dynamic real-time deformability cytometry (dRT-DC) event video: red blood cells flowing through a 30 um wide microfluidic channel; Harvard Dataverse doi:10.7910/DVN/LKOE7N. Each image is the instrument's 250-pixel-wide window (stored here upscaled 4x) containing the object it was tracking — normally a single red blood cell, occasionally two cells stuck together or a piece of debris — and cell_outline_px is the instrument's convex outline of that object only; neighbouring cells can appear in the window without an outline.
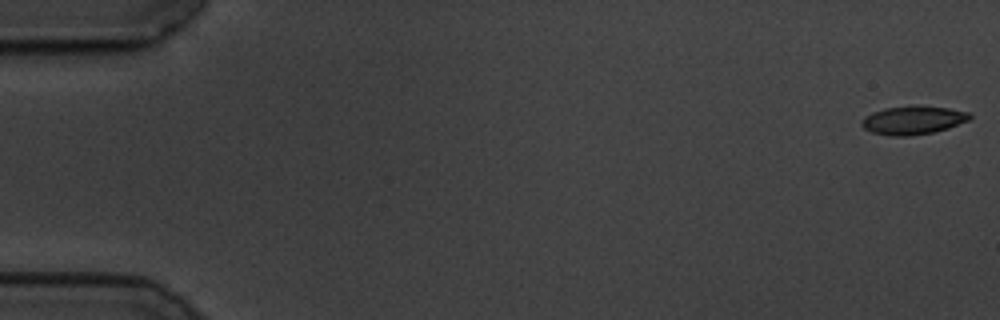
{"species": "common noctule bat (a hibernating species)", "species_latin": "Nyctalus noctula", "temperature_condition": "cold", "stored_images_in_passage": 14, "camera_frame_rate_fps": 3000, "um_per_image_px": 0.085, "animal": {"sex": "male", "body_mass_g": 19.5, "forearm_length_mm": 54.6}, "frame": {"image": 1, "passage_image": 1, "time_ms": 0.0, "image_size_px": [1000, 320], "cell_outline_px": [[972, 116], [968, 120], [948, 128], [932, 132], [908, 136], [892, 136], [872, 132], [864, 128], [860, 124], [860, 120], [864, 116], [872, 112], [884, 108], [916, 104], [948, 108], [968, 112]], "centroid_in_image_um": [77.56, 10.19], "position_along_channel_um": 7.4, "area_um2": 18.09}}